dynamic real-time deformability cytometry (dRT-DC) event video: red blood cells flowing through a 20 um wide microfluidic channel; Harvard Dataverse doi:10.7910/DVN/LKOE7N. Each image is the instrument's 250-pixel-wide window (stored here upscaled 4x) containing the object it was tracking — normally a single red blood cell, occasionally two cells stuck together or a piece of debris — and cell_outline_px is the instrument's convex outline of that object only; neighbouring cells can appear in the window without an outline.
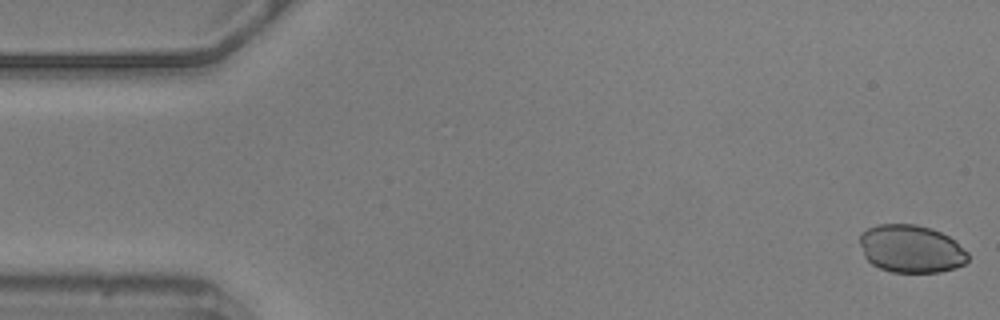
{"species": "common noctule bat (a hibernating species)", "species_latin": "Nyctalus noctula", "temperature_condition": "warm", "stored_images_in_passage": 56, "camera_frame_rate_fps": 3000, "um_per_image_px": 0.085, "animal": {"sex": "male", "body_mass_g": 20.5, "forearm_length_mm": 52.5}, "frame": {"image": 1, "passage_image": 1, "time_ms": 0.0, "image_size_px": [1000, 320], "cell_outline_px": [[968, 260], [964, 264], [956, 268], [940, 272], [892, 272], [880, 268], [872, 264], [864, 256], [860, 244], [860, 232], [876, 224], [916, 224], [932, 228], [956, 240], [968, 252]], "centroid_in_image_um": [77.45, 21.14], "position_along_channel_um": 7.5, "area_um2": 30.4}}
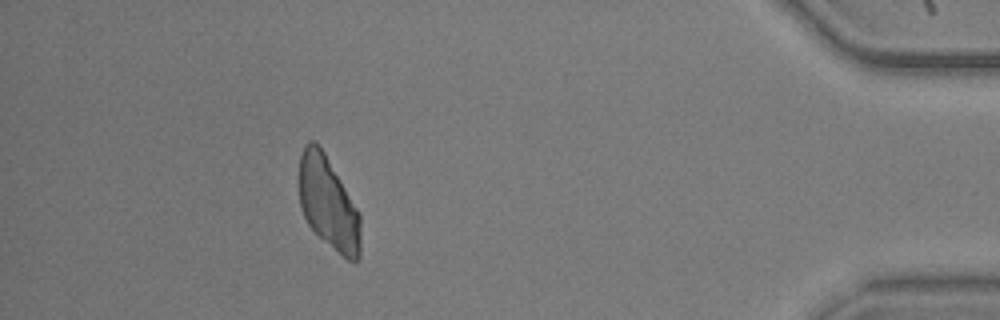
{"frame": {"image": 2, "passage_image": 50, "time_ms": 16.333, "image_size_px": [1000, 320], "cell_outline_px": [[360, 256], [356, 260], [348, 260], [324, 240], [308, 224], [300, 208], [296, 180], [300, 156], [304, 144], [308, 140], [316, 140], [324, 152], [356, 208], [360, 216]], "centroid_in_image_um": [27.83, 17.19], "position_along_channel_um": 407.4, "area_um2": 33.18}}